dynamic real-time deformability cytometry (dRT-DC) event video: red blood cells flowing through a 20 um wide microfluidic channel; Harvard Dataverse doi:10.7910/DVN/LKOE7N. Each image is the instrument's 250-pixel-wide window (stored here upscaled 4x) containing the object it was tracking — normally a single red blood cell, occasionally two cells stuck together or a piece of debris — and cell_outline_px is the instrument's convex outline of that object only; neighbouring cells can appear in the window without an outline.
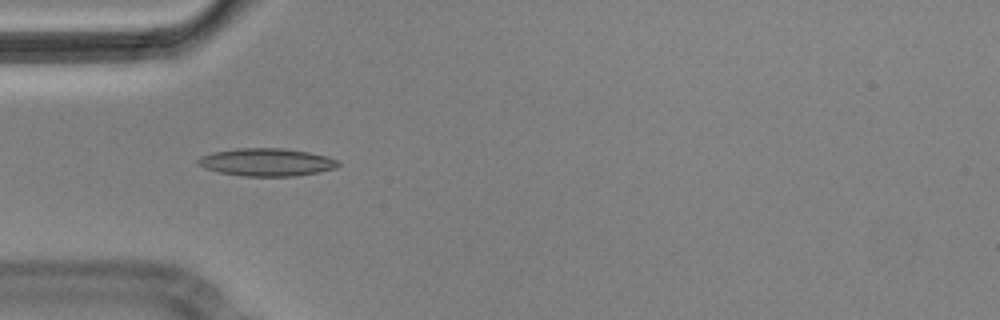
{"species": "Egyptian fruit bat (a non-hibernating species)", "species_latin": "Rousettus aegyptiacus", "temperature_condition": "cold", "stored_images_in_passage": 3, "camera_frame_rate_fps": 3000, "um_per_image_px": 0.085, "animal": {"sex": "male"}, "frame": {"image": 1, "passage_image": 2, "time_ms": 0.333, "image_size_px": [1000, 320], "cell_outline_px": [[340, 164], [336, 168], [296, 176], [240, 176], [220, 172], [204, 168], [196, 164], [196, 160], [200, 156], [212, 152], [236, 148], [280, 148], [308, 152], [328, 156], [336, 160]], "centroid_in_image_um": [22.61, 13.78], "position_along_channel_um": 62.4, "area_um2": 22.72}}